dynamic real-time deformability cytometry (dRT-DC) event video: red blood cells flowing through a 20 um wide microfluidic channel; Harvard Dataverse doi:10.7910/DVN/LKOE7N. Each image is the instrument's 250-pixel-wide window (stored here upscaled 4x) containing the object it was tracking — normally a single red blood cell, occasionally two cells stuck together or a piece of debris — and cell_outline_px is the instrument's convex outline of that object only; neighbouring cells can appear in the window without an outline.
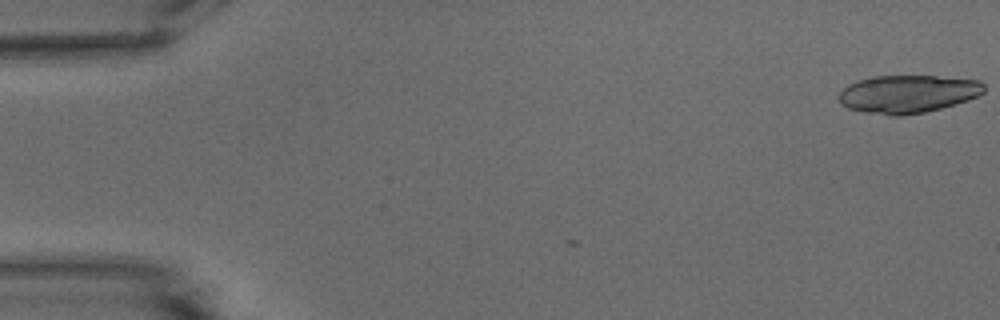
{"species": "common noctule bat (a hibernating species)", "species_latin": "Nyctalus noctula", "temperature_condition": "warm", "stored_images_in_passage": 4, "camera_frame_rate_fps": 3000, "um_per_image_px": 0.085, "animal": {"sex": "male", "body_mass_g": 15.6}, "frame": {"image": 1, "passage_image": 1, "time_ms": 0.0, "image_size_px": [1000, 320], "cell_outline_px": [[984, 92], [968, 100], [940, 108], [924, 112], [900, 116], [892, 116], [868, 112], [848, 108], [840, 104], [840, 92], [848, 84], [856, 80], [876, 76], [936, 76], [980, 80], [984, 84]], "centroid_in_image_um": [77.16, 7.98], "position_along_channel_um": 7.8, "area_um2": 31.91}}